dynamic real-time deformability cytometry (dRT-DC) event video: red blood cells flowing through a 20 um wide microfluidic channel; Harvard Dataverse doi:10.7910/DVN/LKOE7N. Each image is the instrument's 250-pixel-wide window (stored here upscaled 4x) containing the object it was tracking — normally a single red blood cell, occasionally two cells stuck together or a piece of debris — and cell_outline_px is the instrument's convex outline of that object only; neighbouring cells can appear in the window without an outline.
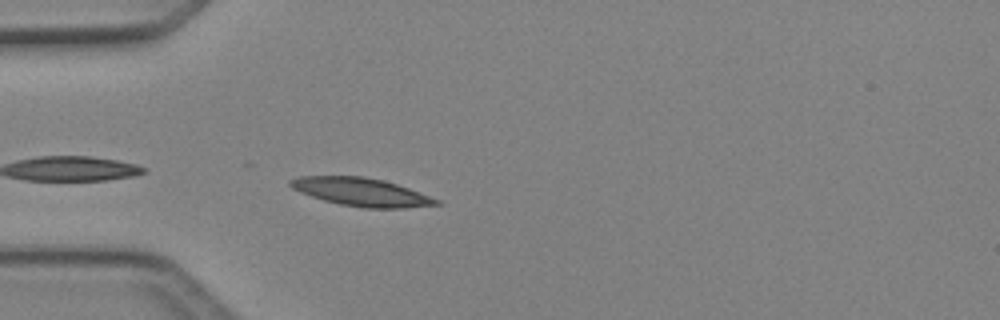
{"species": "Egyptian fruit bat (a non-hibernating species)", "species_latin": "Rousettus aegyptiacus", "temperature_condition": "cold", "stored_images_in_passage": 23, "camera_frame_rate_fps": 3000, "um_per_image_px": 0.085, "animal": {"sex": "female"}, "frame": {"image": 1, "passage_image": 1, "time_ms": 0.0, "image_size_px": [1000, 320], "cell_outline_px": [[444, 204], [404, 208], [364, 208], [340, 204], [324, 200], [300, 192], [292, 188], [288, 184], [288, 180], [300, 176], [364, 176], [384, 180], [408, 188], [440, 200]], "centroid_in_image_um": [30.71, 16.32], "position_along_channel_um": 54.3, "area_um2": 23.93}}
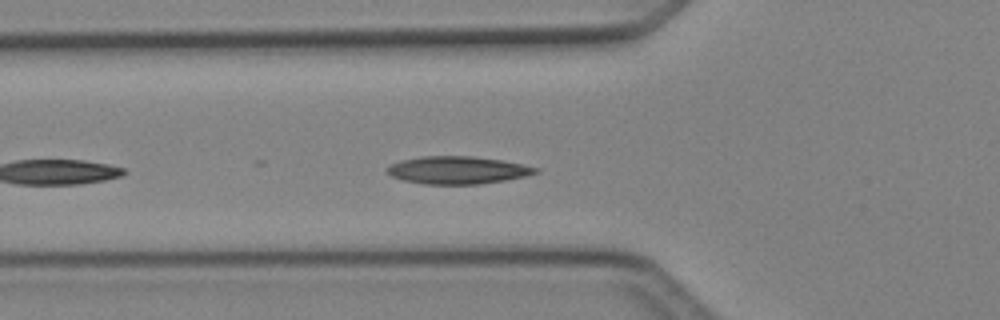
{"frame": {"image": 2, "passage_image": 4, "time_ms": 1.0, "image_size_px": [1000, 320], "cell_outline_px": [[540, 172], [524, 176], [504, 180], [480, 184], [424, 184], [404, 180], [392, 176], [388, 172], [388, 168], [392, 164], [400, 160], [420, 156], [472, 156], [500, 160], [540, 168]], "centroid_in_image_um": [38.9, 14.46], "position_along_channel_um": 86.9, "area_um2": 23.64}}
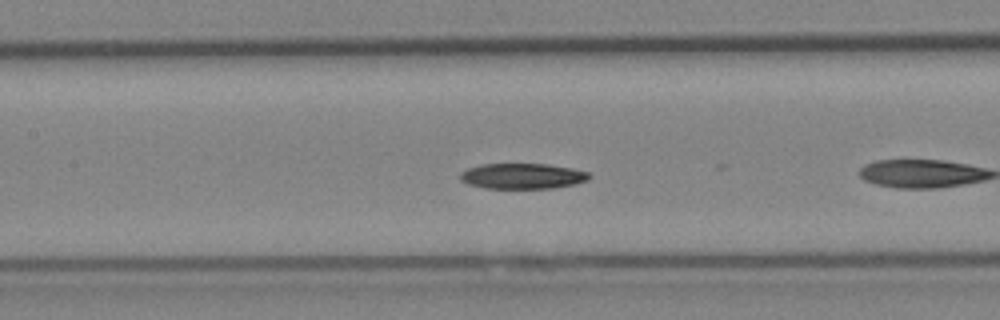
{"frame": {"image": 3, "passage_image": 7, "time_ms": 2.0, "image_size_px": [1000, 320], "cell_outline_px": [[592, 176], [588, 180], [576, 184], [552, 188], [484, 188], [468, 184], [460, 180], [460, 172], [468, 168], [480, 164], [548, 164], [572, 168], [588, 172]], "centroid_in_image_um": [44.41, 14.96], "position_along_channel_um": 163.0, "area_um2": 19.31}, "authors_computed_cell_mechanics": {"area_um2": 19.8832, "velocity_mm_per_s": 4.1922, "shape_relaxation_time_tau1_ms": 5.133, "shape_relaxation_time_tau2_ms": null, "deformation_change_tau1": 0.106, "deformation_change_tau2": null}}